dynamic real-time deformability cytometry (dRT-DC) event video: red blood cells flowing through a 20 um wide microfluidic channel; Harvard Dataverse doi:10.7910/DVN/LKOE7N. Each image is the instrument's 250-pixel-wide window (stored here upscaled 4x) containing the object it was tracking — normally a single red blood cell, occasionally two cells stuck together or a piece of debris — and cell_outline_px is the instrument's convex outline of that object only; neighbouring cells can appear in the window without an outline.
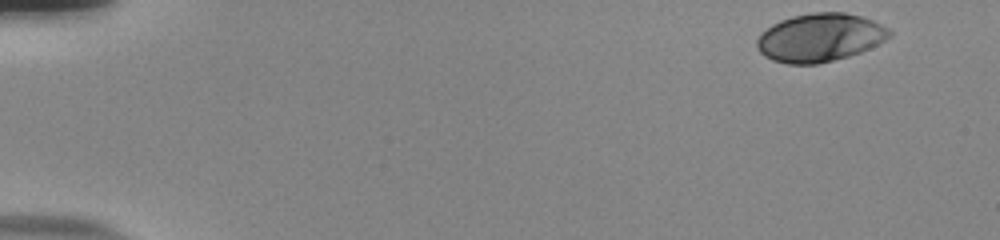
{"species": "human", "species_latin": "Homo sapiens", "temperature_condition": "room temperature", "stored_images_in_passage": 51, "camera_frame_rate_fps": 3000, "um_per_image_px": 0.085, "donor": {"sex": "male"}, "frame": {"image": 1, "passage_image": 1, "time_ms": 0.0, "image_size_px": [1000, 240], "cell_outline_px": [[892, 36], [860, 52], [848, 56], [816, 64], [788, 64], [772, 60], [764, 56], [756, 48], [756, 40], [760, 32], [772, 24], [780, 20], [792, 16], [812, 12], [844, 12], [860, 16], [872, 20], [888, 28], [892, 32]], "centroid_in_image_um": [69.64, 3.19], "position_along_channel_um": 15.4, "area_um2": 37.28}}
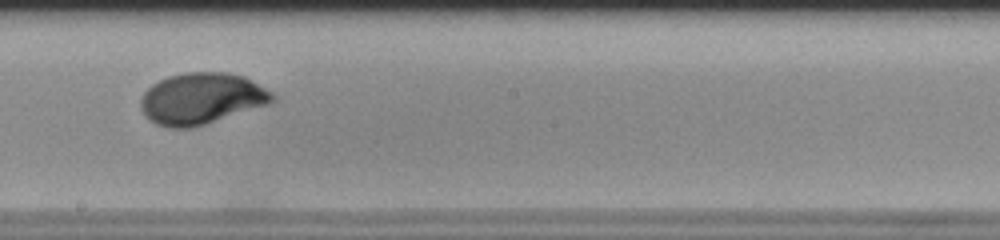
{"frame": {"image": 2, "passage_image": 29, "time_ms": 9.333, "image_size_px": [1000, 240], "cell_outline_px": [[276, 100], [268, 104], [192, 128], [168, 128], [156, 124], [148, 120], [140, 104], [140, 100], [144, 92], [152, 84], [168, 76], [184, 72], [228, 72], [244, 76], [272, 92], [276, 96]], "centroid_in_image_um": [17.12, 8.37], "position_along_channel_um": 231.1, "area_um2": 39.42}}
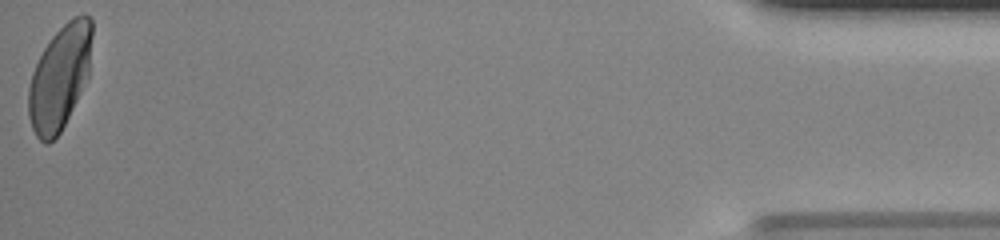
{"frame": {"image": 3, "passage_image": 51, "time_ms": 16.667, "image_size_px": [1000, 240], "cell_outline_px": [[92, 36], [88, 76], [60, 132], [48, 144], [44, 144], [36, 136], [32, 128], [28, 116], [28, 88], [32, 72], [44, 48], [52, 36], [72, 16], [88, 16], [92, 20]], "centroid_in_image_um": [5.05, 6.58], "position_along_channel_um": 430.1, "area_um2": 38.15}, "authors_computed_cell_mechanics": {"area_um2": 38.148, "velocity_mm_per_s": 3.8521, "shape_relaxation_time_tau1_ms": 3.0156, "shape_relaxation_time_tau2_ms": null, "deformation_change_tau1": 0.1571, "deformation_change_tau2": null}}